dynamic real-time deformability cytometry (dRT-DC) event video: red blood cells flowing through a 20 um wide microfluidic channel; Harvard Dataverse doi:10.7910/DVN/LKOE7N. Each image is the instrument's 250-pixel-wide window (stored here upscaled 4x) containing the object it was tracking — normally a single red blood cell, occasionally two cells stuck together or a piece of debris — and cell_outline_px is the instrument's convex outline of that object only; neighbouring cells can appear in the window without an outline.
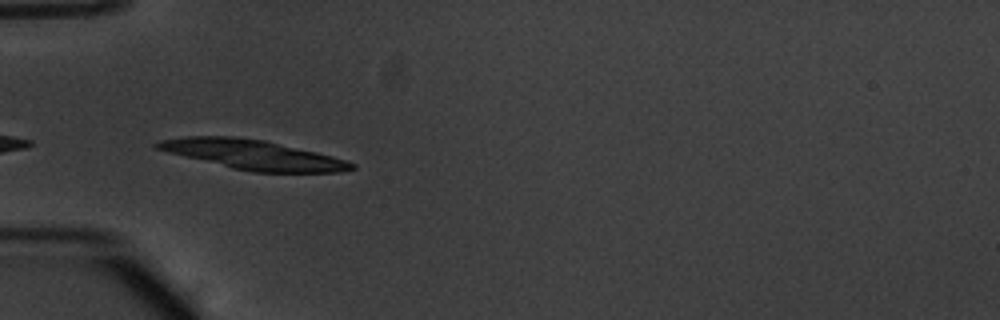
{"species": "common noctule bat (a hibernating species)", "species_latin": "Nyctalus noctula", "temperature_condition": "warm", "stored_images_in_passage": 26, "camera_frame_rate_fps": 3000, "um_per_image_px": 0.085, "animal": {"sex": "male", "body_mass_g": 20.1, "forearm_length_mm": 53.5}, "frame": {"image": 1, "passage_image": 18, "time_ms": 5.667, "image_size_px": [1000, 320], "cell_outline_px": [[356, 168], [340, 172], [252, 172], [232, 168], [168, 152], [156, 148], [152, 144], [160, 140], [188, 136], [232, 136], [264, 140], [316, 152], [332, 156], [356, 164]], "centroid_in_image_um": [21.49, 13.15], "position_along_channel_um": 63.5, "area_um2": 33.12}}